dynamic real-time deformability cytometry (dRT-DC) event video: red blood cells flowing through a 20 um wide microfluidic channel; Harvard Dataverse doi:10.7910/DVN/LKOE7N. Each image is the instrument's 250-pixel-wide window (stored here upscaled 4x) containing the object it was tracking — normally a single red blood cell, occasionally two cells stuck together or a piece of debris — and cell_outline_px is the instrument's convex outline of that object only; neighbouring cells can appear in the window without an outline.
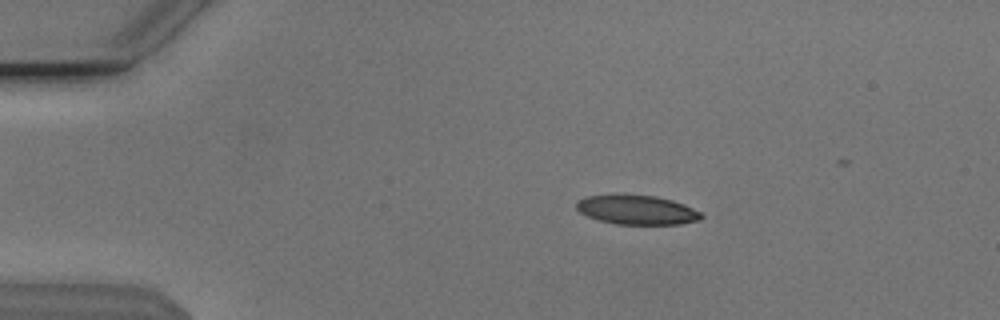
{"species": "Egyptian fruit bat (a non-hibernating species)", "species_latin": "Rousettus aegyptiacus", "temperature_condition": "cold", "stored_images_in_passage": 49, "camera_frame_rate_fps": 3000, "um_per_image_px": 0.085, "animal": {"sex": "male"}, "frame": {"image": 1, "passage_image": 10, "time_ms": 3.0, "image_size_px": [1000, 320], "cell_outline_px": [[704, 216], [700, 220], [680, 224], [616, 224], [600, 220], [588, 216], [580, 212], [576, 208], [576, 200], [588, 196], [616, 192], [656, 196], [672, 200], [684, 204], [700, 212]], "centroid_in_image_um": [54.1, 17.8], "position_along_channel_um": 30.9, "area_um2": 21.85}}
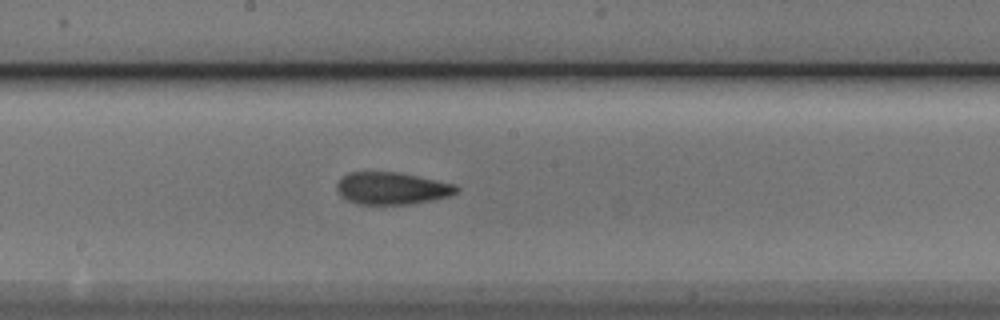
{"frame": {"image": 2, "passage_image": 29, "time_ms": 9.333, "image_size_px": [1000, 320], "cell_outline_px": [[460, 188], [456, 192], [448, 196], [432, 200], [412, 204], [360, 204], [348, 200], [340, 196], [336, 188], [336, 184], [348, 172], [400, 172], [456, 184]], "centroid_in_image_um": [33.32, 16.0], "position_along_channel_um": 214.9, "area_um2": 22.48}}
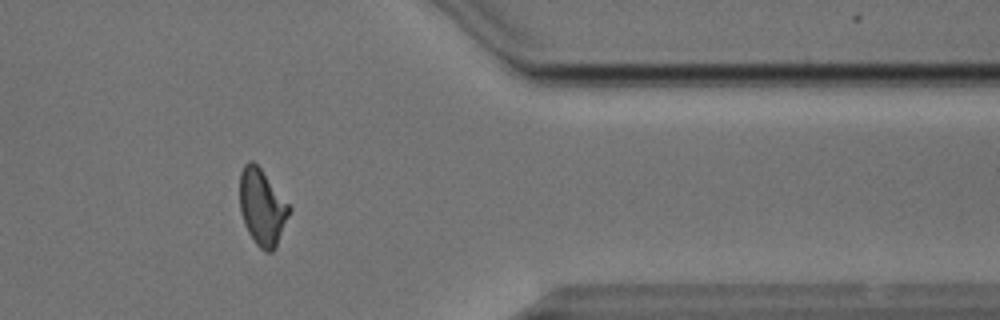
{"frame": {"image": 3, "passage_image": 44, "time_ms": 14.333, "image_size_px": [1000, 320], "cell_outline_px": [[292, 208], [276, 248], [272, 252], [268, 252], [260, 248], [256, 244], [248, 232], [244, 224], [240, 212], [240, 172], [244, 164], [248, 160], [252, 160], [260, 168]], "centroid_in_image_um": [22.28, 17.62], "position_along_channel_um": 389.1, "area_um2": 21.96}, "authors_computed_cell_mechanics": {"area_um2": 21.964, "velocity_mm_per_s": 3.8268, "shape_relaxation_time_tau1_ms": 4.7663, "shape_relaxation_time_tau2_ms": 2.0431, "deformation_change_tau1": 0.1401, "deformation_change_tau2": 0.0921}}